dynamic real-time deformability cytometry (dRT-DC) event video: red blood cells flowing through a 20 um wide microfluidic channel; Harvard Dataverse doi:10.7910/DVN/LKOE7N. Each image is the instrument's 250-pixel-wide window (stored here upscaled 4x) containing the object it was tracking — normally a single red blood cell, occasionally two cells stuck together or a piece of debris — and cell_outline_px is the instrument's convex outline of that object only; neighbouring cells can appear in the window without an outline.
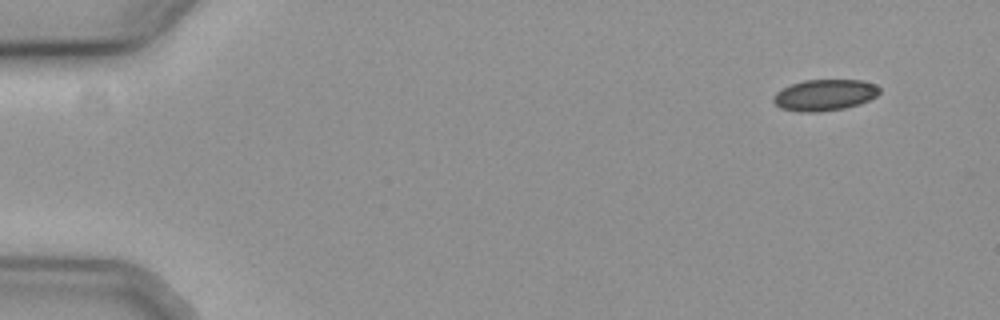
{"species": "common noctule bat (a hibernating species)", "species_latin": "Nyctalus noctula", "temperature_condition": "cold", "stored_images_in_passage": 53, "camera_frame_rate_fps": 3000, "um_per_image_px": 0.085, "animal": {"sex": "female", "body_mass_g": 19.3, "forearm_length_mm": 54.1}, "frame": {"image": 1, "passage_image": 1, "time_ms": 0.0, "image_size_px": [1000, 320], "cell_outline_px": [[880, 92], [876, 96], [860, 104], [844, 108], [816, 112], [808, 112], [780, 108], [772, 100], [772, 96], [776, 92], [792, 84], [804, 80], [864, 80], [876, 84], [880, 88]], "centroid_in_image_um": [70.12, 8.06], "position_along_channel_um": 14.9, "area_um2": 19.25}}
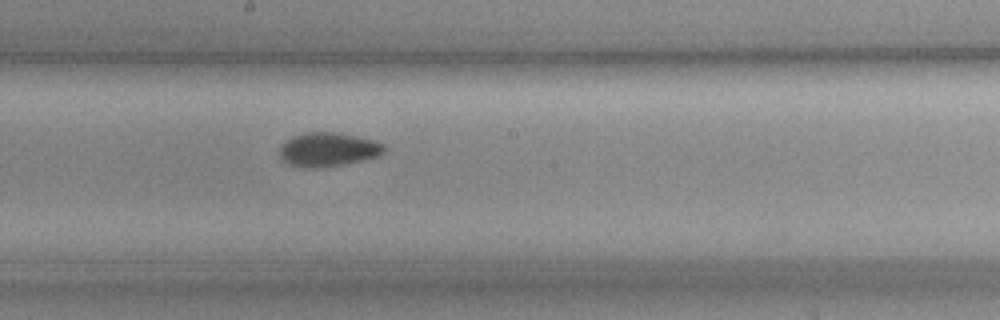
{"frame": {"image": 2, "passage_image": 28, "time_ms": 9.0, "image_size_px": [1000, 320], "cell_outline_px": [[384, 152], [376, 156], [344, 164], [316, 168], [300, 168], [288, 164], [280, 156], [280, 148], [292, 136], [308, 132], [336, 132], [372, 140], [384, 144]], "centroid_in_image_um": [27.85, 12.72], "position_along_channel_um": 220.3, "area_um2": 20.35}}
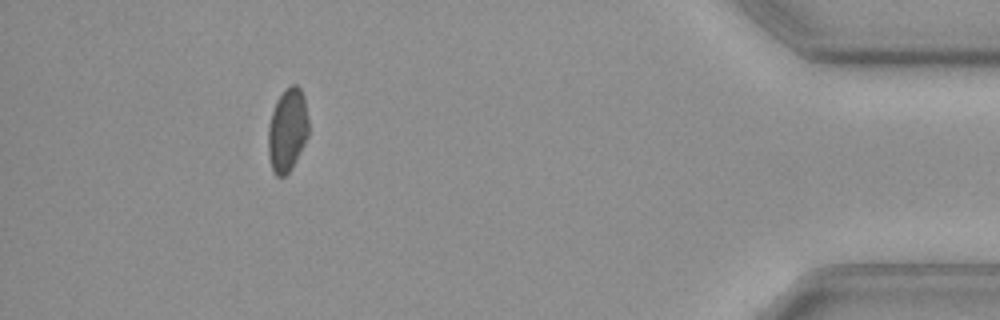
{"frame": {"image": 3, "passage_image": 48, "time_ms": 15.667, "image_size_px": [1000, 320], "cell_outline_px": [[308, 136], [292, 168], [284, 176], [276, 176], [272, 172], [268, 152], [268, 124], [276, 100], [284, 88], [292, 84], [296, 84], [300, 88], [304, 96], [308, 120]], "centroid_in_image_um": [24.42, 11.04], "position_along_channel_um": 410.8, "area_um2": 19.83}}